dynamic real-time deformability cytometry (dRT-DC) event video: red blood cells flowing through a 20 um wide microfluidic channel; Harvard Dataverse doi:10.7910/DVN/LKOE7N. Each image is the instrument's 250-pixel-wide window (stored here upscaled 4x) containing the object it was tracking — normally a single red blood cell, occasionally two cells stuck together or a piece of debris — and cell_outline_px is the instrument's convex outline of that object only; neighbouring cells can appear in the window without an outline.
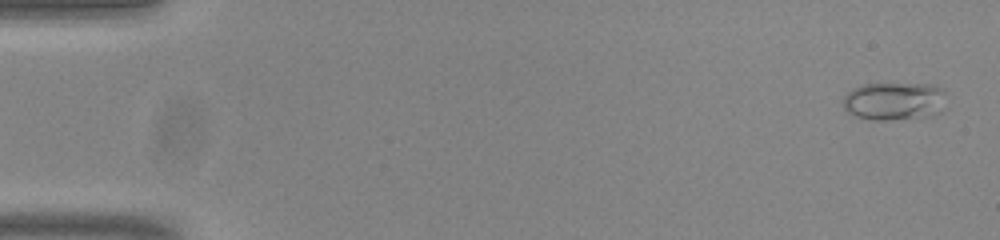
{"species": "common noctule bat (a hibernating species)", "species_latin": "Nyctalus noctula", "temperature_condition": "room temperature", "stored_images_in_passage": 54, "camera_frame_rate_fps": 3000, "um_per_image_px": 0.085, "animal": {"sex": "male", "body_mass_g": 20.0, "forearm_length_mm": 53.3}, "frame": {"image": 1, "passage_image": 2, "time_ms": 0.333, "image_size_px": [1000, 240], "cell_outline_px": [[948, 108], [932, 116], [888, 120], [872, 120], [856, 116], [848, 112], [844, 108], [844, 96], [848, 92], [860, 84], [932, 84], [944, 88]], "centroid_in_image_um": [76.1, 8.6], "position_along_channel_um": 8.9, "area_um2": 23.41}}
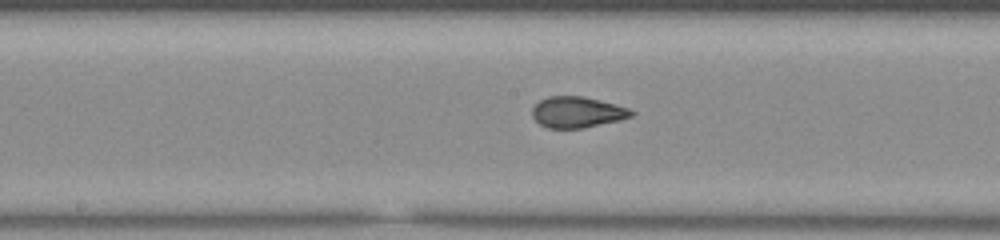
{"frame": {"image": 2, "passage_image": 28, "time_ms": 9.0, "image_size_px": [1000, 240], "cell_outline_px": [[636, 112], [632, 116], [620, 120], [584, 128], [548, 128], [540, 124], [532, 116], [532, 108], [540, 100], [548, 96], [584, 96], [616, 104], [628, 108]], "centroid_in_image_um": [49.08, 9.53], "position_along_channel_um": 199.1, "area_um2": 17.98}}
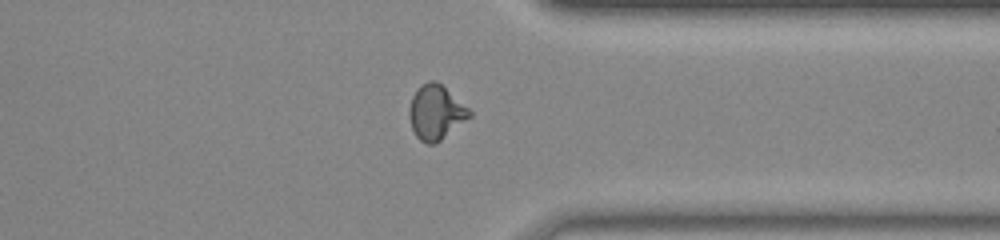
{"frame": {"image": 3, "passage_image": 42, "time_ms": 13.667, "image_size_px": [1000, 240], "cell_outline_px": [[472, 116], [436, 144], [428, 144], [420, 140], [416, 136], [412, 128], [408, 116], [408, 108], [412, 96], [416, 88], [420, 84], [428, 80], [436, 80], [468, 108], [472, 112]], "centroid_in_image_um": [37.02, 9.54], "position_along_channel_um": 374.4, "area_um2": 19.31}}